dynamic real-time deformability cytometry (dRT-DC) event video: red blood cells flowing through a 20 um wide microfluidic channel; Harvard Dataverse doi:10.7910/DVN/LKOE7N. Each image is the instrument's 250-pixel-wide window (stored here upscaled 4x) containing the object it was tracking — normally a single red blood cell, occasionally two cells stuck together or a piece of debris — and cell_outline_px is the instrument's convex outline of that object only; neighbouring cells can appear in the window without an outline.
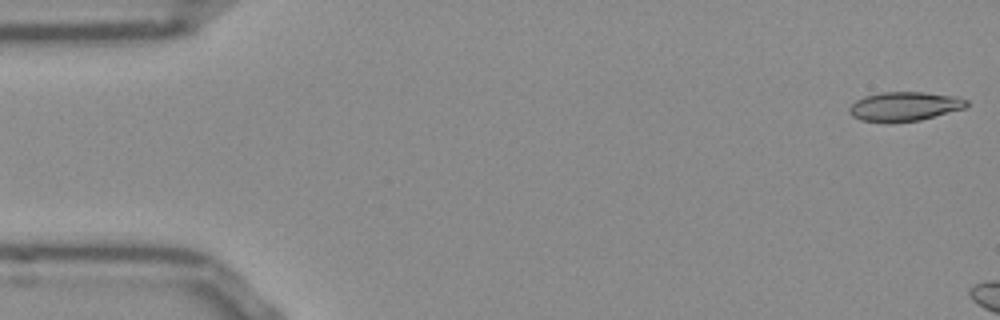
{"species": "Egyptian fruit bat (a non-hibernating species)", "species_latin": "Rousettus aegyptiacus", "temperature_condition": "room temperature", "stored_images_in_passage": 7, "camera_frame_rate_fps": 3000, "um_per_image_px": 0.085, "frame": {"image": 1, "passage_image": 1, "time_ms": 0.0, "image_size_px": [1000, 320], "cell_outline_px": [[968, 104], [964, 108], [920, 120], [892, 124], [860, 120], [852, 116], [848, 112], [848, 108], [856, 100], [864, 96], [884, 92], [924, 92], [956, 96], [968, 100]], "centroid_in_image_um": [76.84, 9.06], "position_along_channel_um": 8.2, "area_um2": 20.23}}